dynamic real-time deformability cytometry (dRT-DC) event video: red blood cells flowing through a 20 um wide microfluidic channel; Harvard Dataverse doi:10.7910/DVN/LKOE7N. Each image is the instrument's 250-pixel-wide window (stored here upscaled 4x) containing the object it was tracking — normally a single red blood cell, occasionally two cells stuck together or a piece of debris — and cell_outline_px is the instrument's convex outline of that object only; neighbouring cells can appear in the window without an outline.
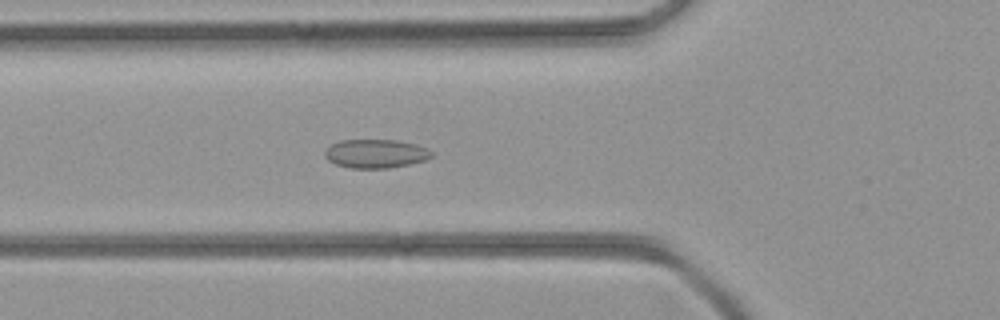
{"species": "common noctule bat (a hibernating species)", "species_latin": "Nyctalus noctula", "temperature_condition": "room temperature", "stored_images_in_passage": 33, "camera_frame_rate_fps": 3000, "um_per_image_px": 0.085, "animal": {"sex": "female", "body_mass_g": 21.9}, "frame": {"image": 1, "passage_image": 6, "time_ms": 1.667, "image_size_px": [1000, 320], "cell_outline_px": [[432, 156], [424, 160], [408, 164], [388, 168], [352, 168], [336, 164], [328, 160], [324, 156], [324, 152], [332, 144], [340, 140], [396, 140], [416, 144], [428, 148], [432, 152]], "centroid_in_image_um": [31.93, 13.05], "position_along_channel_um": 93.9, "area_um2": 17.74}}
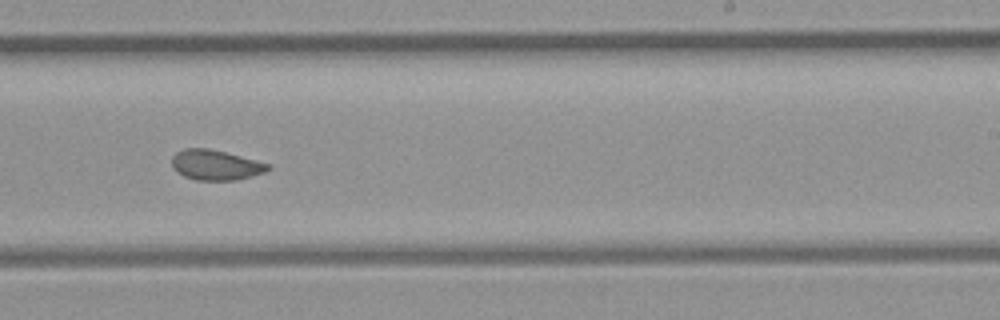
{"frame": {"image": 2, "passage_image": 17, "time_ms": 5.333, "image_size_px": [1000, 320], "cell_outline_px": [[272, 168], [264, 172], [236, 180], [196, 180], [184, 176], [176, 172], [172, 168], [172, 156], [176, 152], [184, 148], [208, 148], [272, 164]], "centroid_in_image_um": [18.31, 14.02], "position_along_channel_um": 270.7, "area_um2": 16.94}}
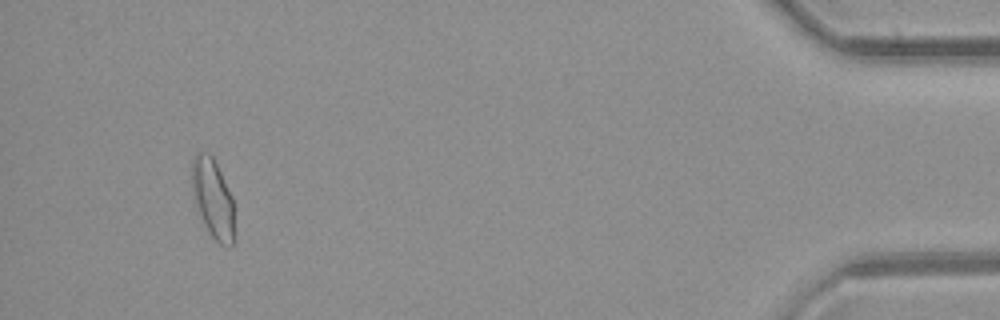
{"frame": {"image": 3, "passage_image": 31, "time_ms": 10.0, "image_size_px": [1000, 320], "cell_outline_px": [[232, 244], [220, 244], [208, 232], [200, 216], [192, 192], [192, 160], [196, 152], [208, 152], [212, 156], [232, 196]], "centroid_in_image_um": [18.05, 16.8], "position_along_channel_um": 417.2, "area_um2": 18.96}}